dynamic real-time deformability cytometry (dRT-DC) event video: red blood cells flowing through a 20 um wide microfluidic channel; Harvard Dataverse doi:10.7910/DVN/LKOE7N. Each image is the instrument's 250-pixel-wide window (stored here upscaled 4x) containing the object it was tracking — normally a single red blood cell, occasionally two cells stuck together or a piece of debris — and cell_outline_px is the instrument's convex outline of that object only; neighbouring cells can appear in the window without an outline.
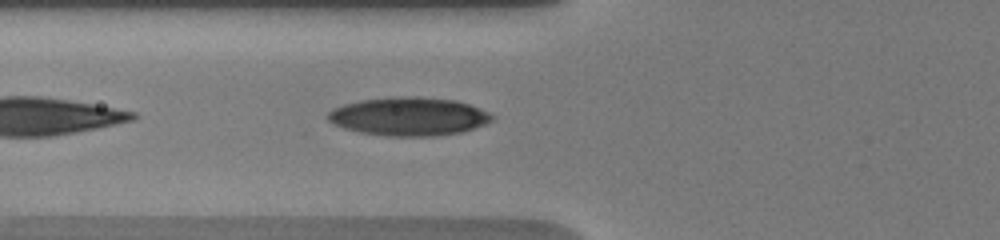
{"species": "human", "species_latin": "Homo sapiens", "temperature_condition": "warm", "stored_images_in_passage": 17, "camera_frame_rate_fps": 3000, "um_per_image_px": 0.085, "donor": {"sex": "male"}, "frame": {"image": 1, "passage_image": 8, "time_ms": 2.667, "image_size_px": [1000, 240], "cell_outline_px": [[496, 116], [492, 120], [484, 124], [460, 132], [428, 136], [388, 136], [360, 132], [344, 128], [328, 120], [328, 112], [332, 108], [344, 104], [360, 100], [400, 96], [420, 96], [456, 100], [468, 104], [488, 112]], "centroid_in_image_um": [34.74, 9.88], "position_along_channel_um": 91.1, "area_um2": 36.53}}
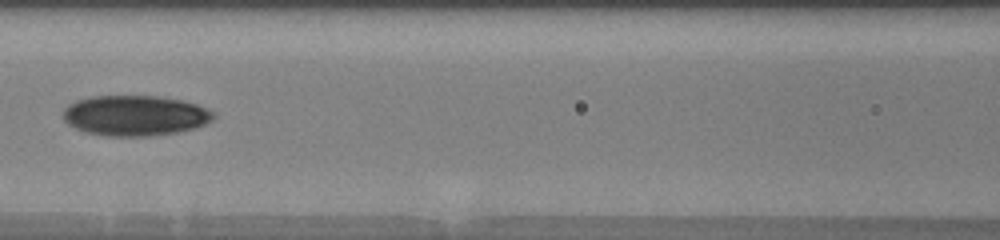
{"frame": {"image": 2, "passage_image": 12, "time_ms": 4.333, "image_size_px": [1000, 240], "cell_outline_px": [[216, 116], [212, 120], [196, 128], [176, 132], [152, 136], [104, 136], [84, 132], [68, 124], [64, 120], [64, 108], [68, 104], [76, 100], [92, 96], [160, 96], [184, 100], [208, 108]], "centroid_in_image_um": [11.48, 9.82], "position_along_channel_um": 155.1, "area_um2": 35.66}}
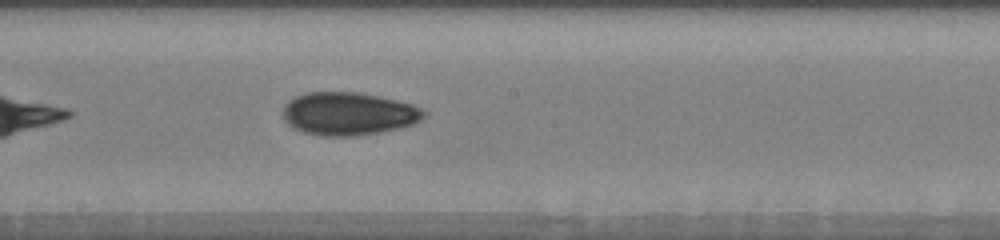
{"frame": {"image": 3, "passage_image": 17, "time_ms": 6.0, "image_size_px": [1000, 240], "cell_outline_px": [[428, 112], [420, 120], [412, 124], [400, 128], [352, 136], [320, 136], [304, 132], [288, 124], [284, 120], [284, 108], [288, 100], [304, 92], [360, 92], [380, 96], [412, 104], [424, 108]], "centroid_in_image_um": [29.64, 9.65], "position_along_channel_um": 218.6, "area_um2": 35.32}}